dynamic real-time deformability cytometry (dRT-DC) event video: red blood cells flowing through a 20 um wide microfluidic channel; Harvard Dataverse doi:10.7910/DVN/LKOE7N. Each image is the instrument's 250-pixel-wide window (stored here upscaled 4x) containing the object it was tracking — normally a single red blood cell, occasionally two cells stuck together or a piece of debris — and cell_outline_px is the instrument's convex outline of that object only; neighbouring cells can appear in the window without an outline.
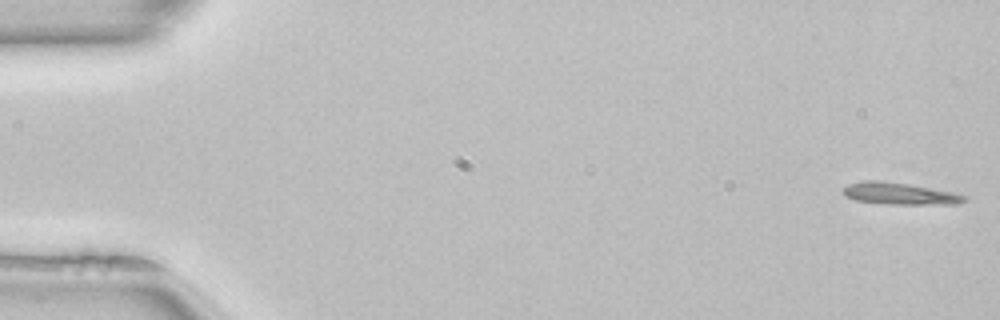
{"species": "common noctule bat (a hibernating species)", "species_latin": "Nyctalus noctula", "temperature_condition": "room temperature", "stored_images_in_passage": 51, "camera_frame_rate_fps": 3000, "um_per_image_px": 0.085, "animal": {"sex": "female", "body_mass_g": 22.7, "forearm_length_mm": 54.2}, "frame": {"image": 1, "passage_image": 1, "time_ms": 0.0, "image_size_px": [1000, 320], "cell_outline_px": [[968, 196], [960, 204], [892, 204], [856, 200], [844, 196], [844, 188], [848, 184], [864, 180], [880, 180], [908, 184], [952, 192]], "centroid_in_image_um": [76.47, 16.45], "position_along_channel_um": 8.5, "area_um2": 15.26}}
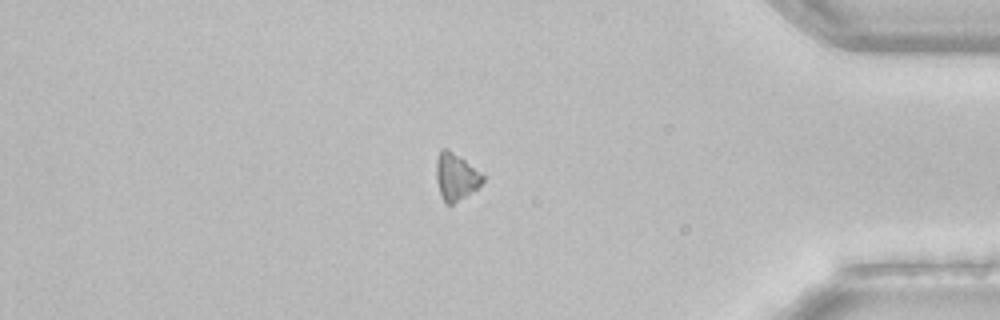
{"frame": {"image": 2, "passage_image": 43, "time_ms": 14.0, "image_size_px": [1000, 320], "cell_outline_px": [[488, 176], [476, 188], [452, 204], [444, 204], [436, 180], [436, 160], [440, 148], [448, 148], [460, 156]], "centroid_in_image_um": [38.75, 14.97], "position_along_channel_um": 396.4, "area_um2": 12.89}}
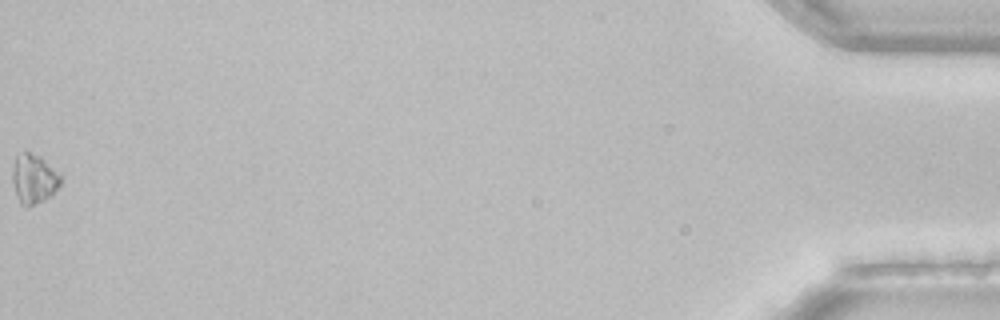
{"frame": {"image": 3, "passage_image": 51, "time_ms": 16.667, "image_size_px": [1000, 320], "cell_outline_px": [[60, 184], [44, 200], [28, 208], [24, 208], [20, 204], [12, 180], [12, 168], [16, 152], [28, 152], [40, 156], [60, 176]], "centroid_in_image_um": [2.81, 15.2], "position_along_channel_um": 432.4, "area_um2": 13.7}, "authors_computed_cell_mechanics": {"area_um2": 14.3922, "velocity_mm_per_s": 4.0392, "shape_relaxation_time_tau1_ms": 2.1888, "shape_relaxation_time_tau2_ms": null, "deformation_change_tau1": 0.107, "deformation_change_tau2": null}}